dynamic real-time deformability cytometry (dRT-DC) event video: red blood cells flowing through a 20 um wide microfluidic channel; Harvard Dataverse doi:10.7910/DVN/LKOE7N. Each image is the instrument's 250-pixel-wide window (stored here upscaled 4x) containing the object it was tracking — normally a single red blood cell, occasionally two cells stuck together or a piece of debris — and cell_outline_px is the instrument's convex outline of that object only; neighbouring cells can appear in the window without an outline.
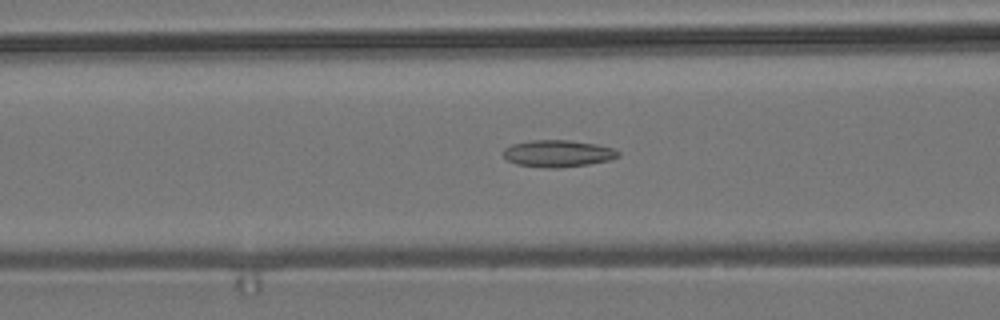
{"species": "common noctule bat (a hibernating species)", "species_latin": "Nyctalus noctula", "temperature_condition": "room temperature", "stored_images_in_passage": 33, "camera_frame_rate_fps": 3000, "um_per_image_px": 0.085, "animal": {"sex": "male", "body_mass_g": 19.2, "forearm_length_mm": 51.8}, "frame": {"image": 1, "passage_image": 8, "time_ms": 2.333, "image_size_px": [1000, 320], "cell_outline_px": [[620, 156], [612, 160], [588, 164], [560, 168], [548, 168], [516, 164], [508, 160], [504, 156], [504, 148], [512, 144], [532, 140], [568, 140], [596, 144], [616, 148], [620, 152]], "centroid_in_image_um": [47.48, 13.05], "position_along_channel_um": 119.1, "area_um2": 18.15}}
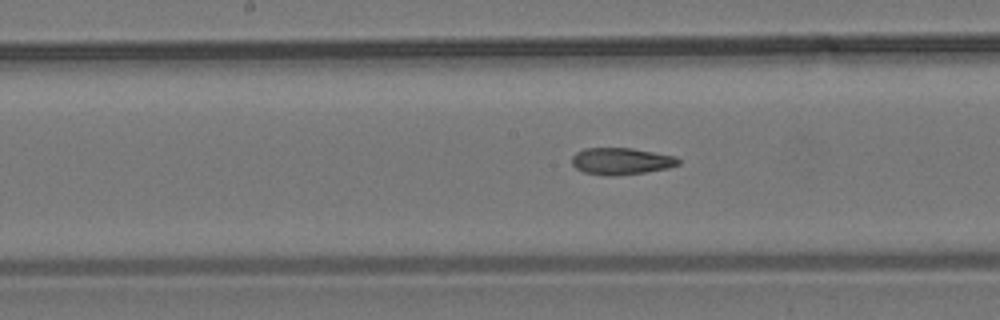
{"frame": {"image": 2, "passage_image": 14, "time_ms": 4.333, "image_size_px": [1000, 320], "cell_outline_px": [[680, 164], [668, 168], [644, 172], [612, 176], [584, 172], [576, 168], [572, 164], [572, 156], [576, 152], [584, 148], [632, 148], [676, 156], [680, 160]], "centroid_in_image_um": [52.81, 13.69], "position_along_channel_um": 195.4, "area_um2": 16.59}}
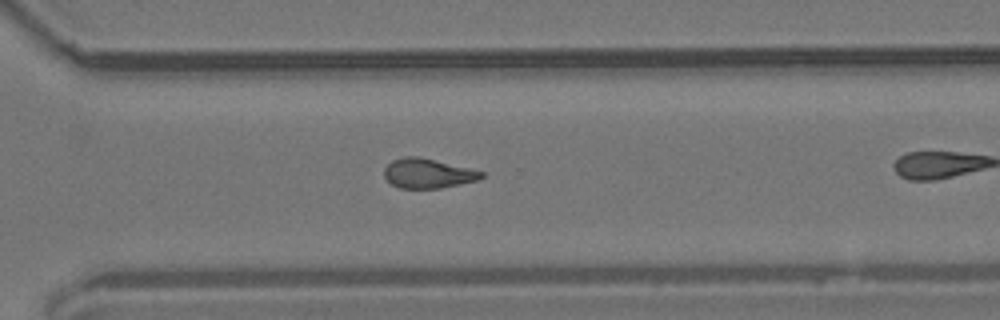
{"frame": {"image": 3, "passage_image": 25, "time_ms": 8.0, "image_size_px": [1000, 320], "cell_outline_px": [[484, 176], [476, 180], [460, 184], [440, 188], [400, 188], [392, 184], [384, 176], [384, 168], [392, 160], [404, 156], [416, 156], [468, 168], [484, 172]], "centroid_in_image_um": [36.33, 14.74], "position_along_channel_um": 334.3, "area_um2": 16.47}, "authors_computed_cell_mechanics": {"area_um2": 17.1666, "velocity_mm_per_s": 3.8045, "shape_relaxation_time_tau1_ms": null, "shape_relaxation_time_tau2_ms": 3.5251, "deformation_change_tau1": null, "deformation_change_tau2": 0.116}}